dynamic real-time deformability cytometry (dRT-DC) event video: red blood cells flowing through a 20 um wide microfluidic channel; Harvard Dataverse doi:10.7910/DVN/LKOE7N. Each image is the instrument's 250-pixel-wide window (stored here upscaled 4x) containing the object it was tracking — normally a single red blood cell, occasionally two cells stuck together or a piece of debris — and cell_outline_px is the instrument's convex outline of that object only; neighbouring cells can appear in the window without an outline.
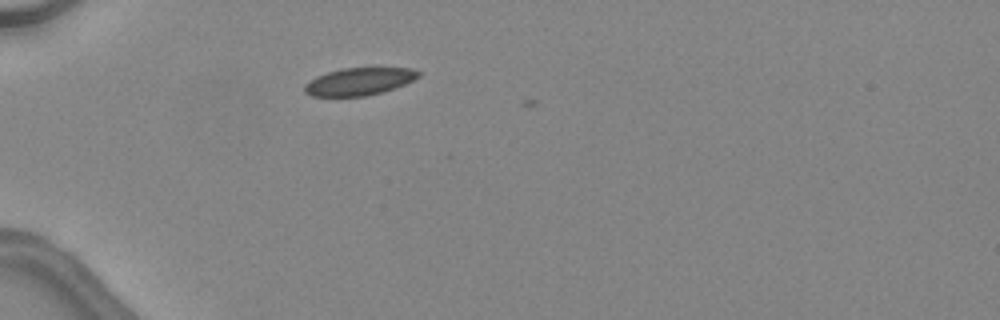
{"species": "common noctule bat (a hibernating species)", "species_latin": "Nyctalus noctula", "temperature_condition": "warm", "stored_images_in_passage": 2, "camera_frame_rate_fps": 3000, "um_per_image_px": 0.085, "animal": {"sex": "female", "body_mass_g": 24.6, "forearm_length_mm": 56.2}, "frame": {"image": 1, "passage_image": 1, "time_ms": 0.0, "image_size_px": [1000, 320], "cell_outline_px": [[420, 76], [404, 84], [384, 92], [368, 96], [312, 96], [304, 92], [304, 84], [316, 76], [340, 68], [412, 68], [420, 72]], "centroid_in_image_um": [30.51, 6.93], "position_along_channel_um": 54.5, "area_um2": 18.26}}